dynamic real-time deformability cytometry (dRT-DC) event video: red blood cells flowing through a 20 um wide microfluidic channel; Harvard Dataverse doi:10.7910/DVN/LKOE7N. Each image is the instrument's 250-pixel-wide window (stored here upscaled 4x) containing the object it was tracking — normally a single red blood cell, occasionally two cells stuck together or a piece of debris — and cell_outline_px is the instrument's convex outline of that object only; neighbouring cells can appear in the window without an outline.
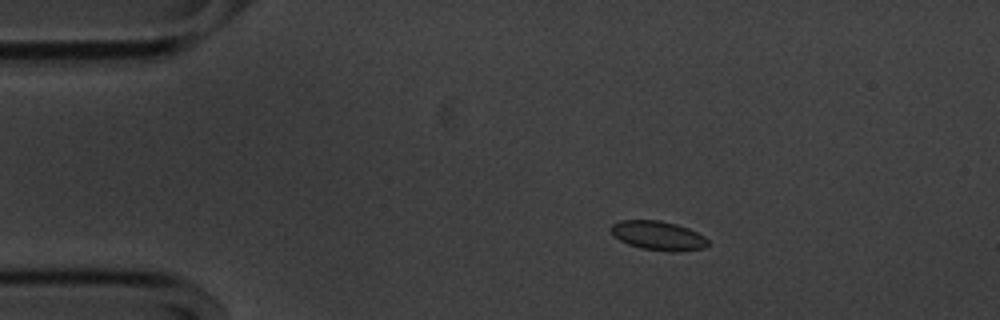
{"species": "common noctule bat (a hibernating species)", "species_latin": "Nyctalus noctula", "temperature_condition": "cold", "stored_images_in_passage": 55, "camera_frame_rate_fps": 3000, "um_per_image_px": 0.085, "animal": {"sex": "male", "body_mass_g": 20.1, "forearm_length_mm": 53.5}, "frame": {"image": 1, "passage_image": 9, "time_ms": 2.667, "image_size_px": [1000, 320], "cell_outline_px": [[708, 244], [704, 248], [672, 252], [640, 248], [628, 244], [620, 240], [612, 232], [612, 224], [620, 220], [660, 220], [676, 224], [688, 228], [704, 236], [708, 240]], "centroid_in_image_um": [55.96, 20.02], "position_along_channel_um": 29.0, "area_um2": 16.3}}
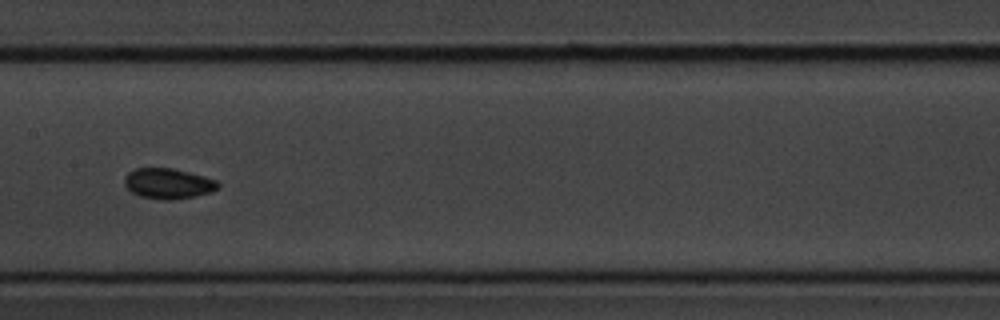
{"frame": {"image": 2, "passage_image": 27, "time_ms": 8.667, "image_size_px": [1000, 320], "cell_outline_px": [[220, 188], [212, 192], [196, 196], [172, 200], [164, 200], [140, 196], [132, 192], [124, 184], [124, 176], [128, 172], [136, 168], [172, 168], [204, 176], [216, 180], [220, 184]], "centroid_in_image_um": [14.31, 15.6], "position_along_channel_um": 193.1, "area_um2": 16.7}}
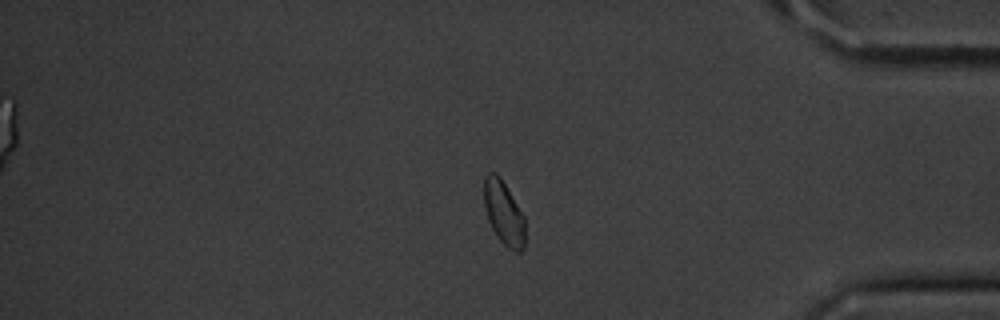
{"frame": {"image": 3, "passage_image": 46, "time_ms": 15.0, "image_size_px": [1000, 320], "cell_outline_px": [[524, 248], [520, 252], [516, 252], [508, 248], [496, 236], [488, 220], [484, 204], [484, 176], [488, 172], [496, 172], [500, 176], [524, 216]], "centroid_in_image_um": [42.8, 18.09], "position_along_channel_um": 392.4, "area_um2": 15.26}}